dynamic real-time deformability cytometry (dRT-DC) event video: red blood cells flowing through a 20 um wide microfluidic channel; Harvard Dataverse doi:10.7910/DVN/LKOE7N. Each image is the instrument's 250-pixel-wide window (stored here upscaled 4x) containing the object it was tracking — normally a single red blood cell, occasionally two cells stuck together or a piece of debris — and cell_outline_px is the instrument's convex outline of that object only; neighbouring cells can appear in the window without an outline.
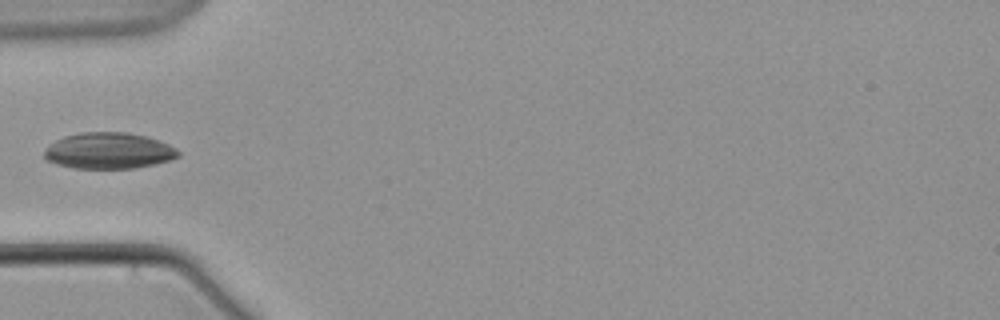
{"species": "common noctule bat (a hibernating species)", "species_latin": "Nyctalus noctula", "temperature_condition": "warm", "stored_images_in_passage": 7, "camera_frame_rate_fps": 3000, "um_per_image_px": 0.085, "animal": {"sex": "male", "body_mass_g": 21.5, "forearm_length_mm": 52.0}, "frame": {"image": 1, "passage_image": 7, "time_ms": 7.0, "image_size_px": [1000, 320], "cell_outline_px": [[180, 156], [172, 160], [156, 164], [136, 168], [72, 168], [56, 164], [44, 160], [44, 148], [48, 144], [64, 136], [80, 132], [128, 132], [148, 136], [160, 140], [176, 148], [180, 152]], "centroid_in_image_um": [9.24, 12.81], "position_along_channel_um": 75.8, "area_um2": 28.78}}